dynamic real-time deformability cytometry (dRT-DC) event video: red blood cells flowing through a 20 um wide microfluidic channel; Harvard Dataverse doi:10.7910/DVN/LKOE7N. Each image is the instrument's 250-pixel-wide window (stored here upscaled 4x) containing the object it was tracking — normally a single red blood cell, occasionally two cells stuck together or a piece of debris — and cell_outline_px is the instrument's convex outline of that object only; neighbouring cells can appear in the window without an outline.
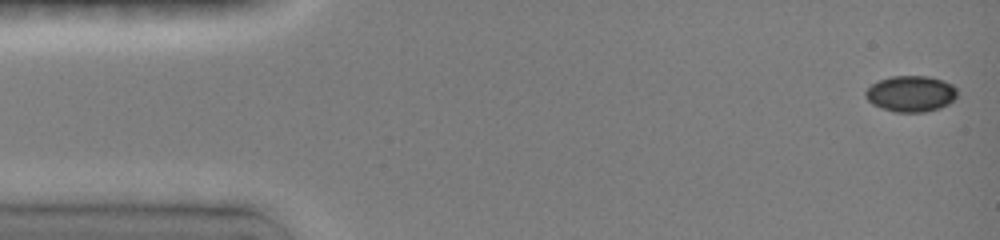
{"species": "common noctule bat (a hibernating species)", "species_latin": "Nyctalus noctula", "temperature_condition": "room temperature", "stored_images_in_passage": 31, "camera_frame_rate_fps": 3000, "um_per_image_px": 0.085, "animal": {"sex": "female", "body_mass_g": 19.0, "forearm_length_mm": 51.5}, "frame": {"image": 1, "passage_image": 1, "time_ms": 0.0, "image_size_px": [1000, 240], "cell_outline_px": [[956, 96], [948, 104], [940, 108], [924, 112], [896, 112], [880, 108], [872, 104], [864, 96], [864, 92], [872, 84], [880, 80], [892, 76], [928, 76], [944, 80], [952, 84], [956, 88]], "centroid_in_image_um": [77.41, 7.97], "position_along_channel_um": 7.6, "area_um2": 19.31}}
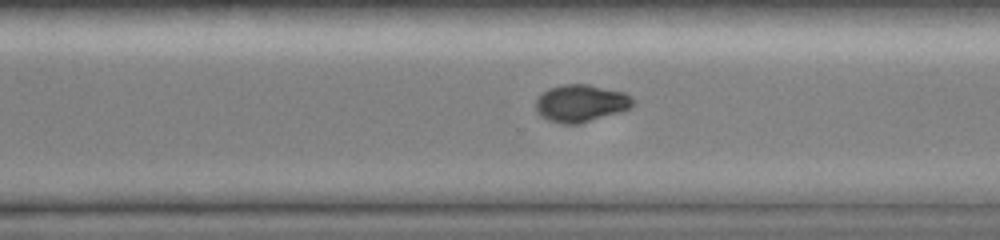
{"frame": {"image": 2, "passage_image": 22, "time_ms": 10.667, "image_size_px": [1000, 240], "cell_outline_px": [[636, 104], [632, 108], [620, 112], [580, 124], [560, 124], [548, 120], [540, 116], [536, 112], [536, 100], [548, 88], [564, 84], [588, 84], [624, 92], [632, 96], [636, 100]], "centroid_in_image_um": [49.42, 8.79], "position_along_channel_um": 321.2, "area_um2": 21.5}}
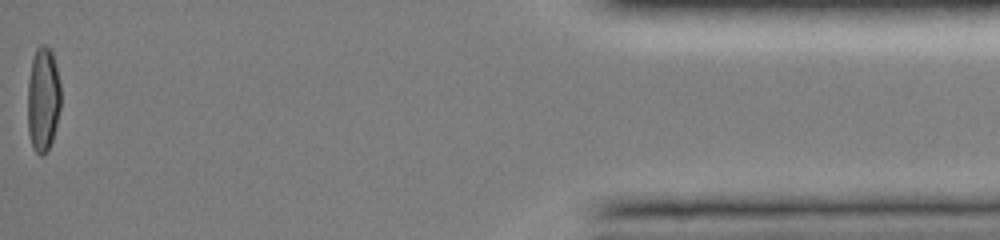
{"frame": {"image": 3, "passage_image": 31, "time_ms": 15.333, "image_size_px": [1000, 240], "cell_outline_px": [[60, 108], [52, 140], [44, 156], [40, 156], [32, 148], [28, 132], [28, 80], [32, 60], [36, 48], [40, 44], [44, 44], [52, 52], [56, 64], [60, 84]], "centroid_in_image_um": [3.65, 8.45], "position_along_channel_um": 431.5, "area_um2": 20.29}, "authors_computed_cell_mechanics": {"area_um2": 20.6346, "velocity_mm_per_s": 4.0587, "shape_relaxation_time_tau1_ms": 5.9392, "shape_relaxation_time_tau2_ms": 6.9078, "deformation_change_tau1": 0.2195, "deformation_change_tau2": 0.0594}}